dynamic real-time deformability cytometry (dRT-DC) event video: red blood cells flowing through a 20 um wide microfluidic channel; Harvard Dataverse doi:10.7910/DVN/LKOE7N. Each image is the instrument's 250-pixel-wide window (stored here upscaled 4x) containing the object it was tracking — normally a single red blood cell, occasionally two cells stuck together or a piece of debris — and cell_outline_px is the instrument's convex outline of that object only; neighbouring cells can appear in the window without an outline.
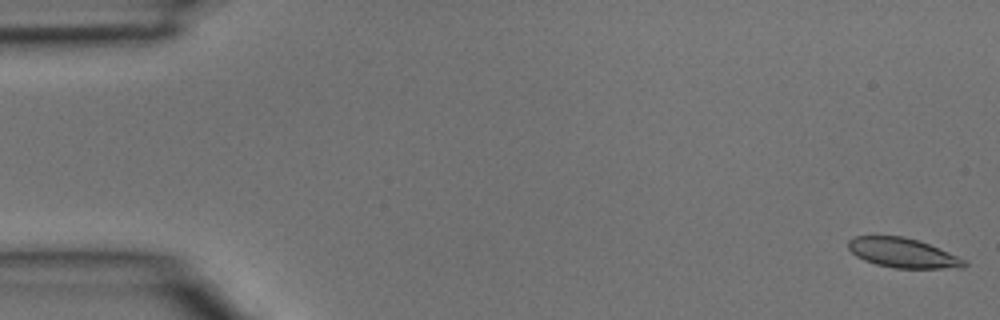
{"species": "common noctule bat (a hibernating species)", "species_latin": "Nyctalus noctula", "temperature_condition": "room temperature", "stored_images_in_passage": 3, "camera_frame_rate_fps": 3000, "um_per_image_px": 0.085, "animal": {"sex": "male", "body_mass_g": 15.6}, "frame": {"image": 1, "passage_image": 1, "time_ms": 0.0, "image_size_px": [1000, 320], "cell_outline_px": [[968, 264], [964, 268], [896, 268], [876, 264], [864, 260], [856, 256], [848, 248], [848, 240], [856, 236], [904, 236], [920, 240], [968, 260]], "centroid_in_image_um": [76.79, 21.49], "position_along_channel_um": 8.2, "area_um2": 20.17}}
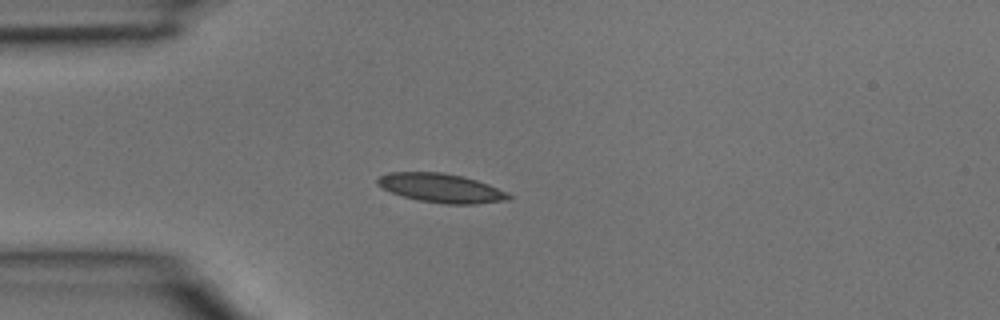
{"frame": {"image": 2, "passage_image": 3, "time_ms": 0.667, "image_size_px": [1000, 320], "cell_outline_px": [[512, 196], [504, 200], [476, 204], [444, 204], [416, 200], [392, 192], [376, 184], [376, 180], [380, 176], [388, 172], [440, 172], [460, 176], [476, 180], [488, 184], [508, 192]], "centroid_in_image_um": [37.48, 15.98], "position_along_channel_um": 47.5, "area_um2": 21.96}}